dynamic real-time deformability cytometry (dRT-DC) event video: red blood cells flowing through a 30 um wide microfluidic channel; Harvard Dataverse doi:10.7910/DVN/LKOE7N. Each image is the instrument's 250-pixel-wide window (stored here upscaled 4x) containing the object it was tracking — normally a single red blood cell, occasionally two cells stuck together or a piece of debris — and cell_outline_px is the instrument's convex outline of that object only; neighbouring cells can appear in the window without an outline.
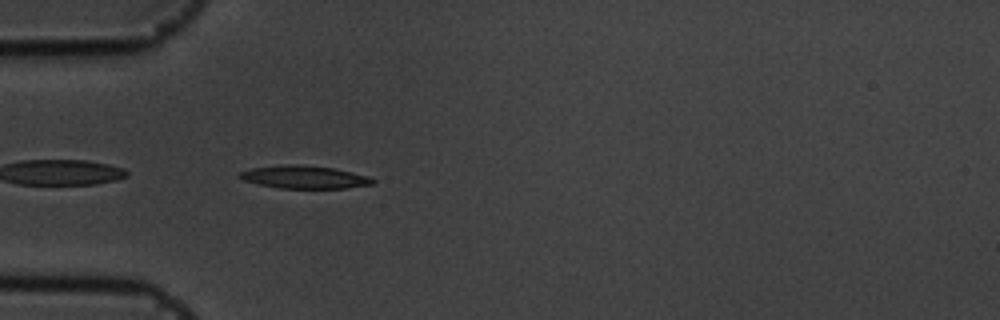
{"species": "common noctule bat (a hibernating species)", "species_latin": "Nyctalus noctula", "temperature_condition": "cold", "stored_images_in_passage": 40, "camera_frame_rate_fps": 3000, "um_per_image_px": 0.085, "animal": {"sex": "male", "body_mass_g": 19.5, "forearm_length_mm": 54.6}, "frame": {"image": 1, "passage_image": 1, "time_ms": 0.0, "image_size_px": [1000, 320], "cell_outline_px": [[376, 184], [344, 188], [276, 188], [256, 184], [244, 180], [236, 176], [240, 172], [252, 168], [284, 164], [296, 164], [332, 168], [352, 172], [368, 176], [376, 180]], "centroid_in_image_um": [25.86, 15.06], "position_along_channel_um": 59.1, "area_um2": 17.8}}
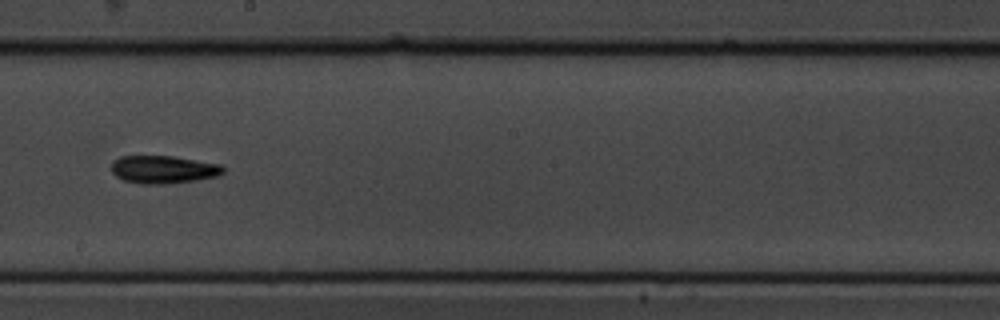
{"frame": {"image": 2, "passage_image": 16, "time_ms": 5.0, "image_size_px": [1000, 320], "cell_outline_px": [[224, 172], [216, 176], [196, 180], [160, 184], [144, 184], [124, 180], [116, 176], [112, 172], [112, 164], [120, 156], [172, 156], [220, 164], [224, 168]], "centroid_in_image_um": [13.89, 14.4], "position_along_channel_um": 234.3, "area_um2": 17.86}}
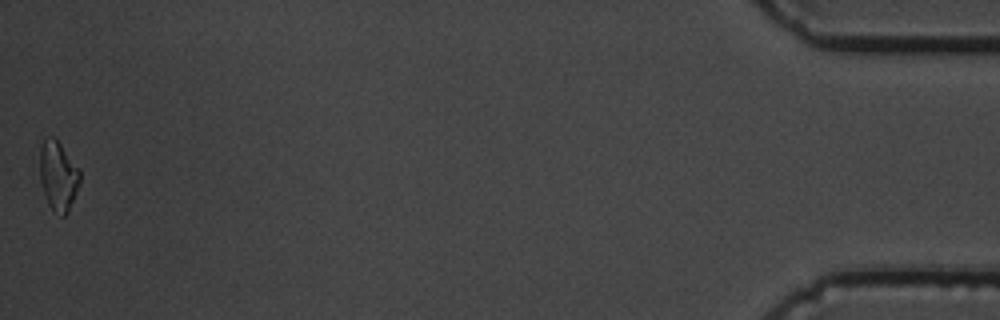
{"frame": {"image": 3, "passage_image": 40, "time_ms": 13.0, "image_size_px": [1000, 320], "cell_outline_px": [[80, 184], [68, 212], [64, 216], [60, 216], [52, 212], [48, 204], [40, 180], [40, 148], [44, 140], [48, 136], [52, 136], [60, 144], [80, 168]], "centroid_in_image_um": [4.96, 14.98], "position_along_channel_um": 430.2, "area_um2": 16.36}, "authors_computed_cell_mechanics": {"area_um2": 16.9065, "velocity_mm_per_s": 3.5882, "shape_relaxation_time_tau1_ms": 3.4589, "shape_relaxation_time_tau2_ms": null, "deformation_change_tau1": 0.1062, "deformation_change_tau2": null}}